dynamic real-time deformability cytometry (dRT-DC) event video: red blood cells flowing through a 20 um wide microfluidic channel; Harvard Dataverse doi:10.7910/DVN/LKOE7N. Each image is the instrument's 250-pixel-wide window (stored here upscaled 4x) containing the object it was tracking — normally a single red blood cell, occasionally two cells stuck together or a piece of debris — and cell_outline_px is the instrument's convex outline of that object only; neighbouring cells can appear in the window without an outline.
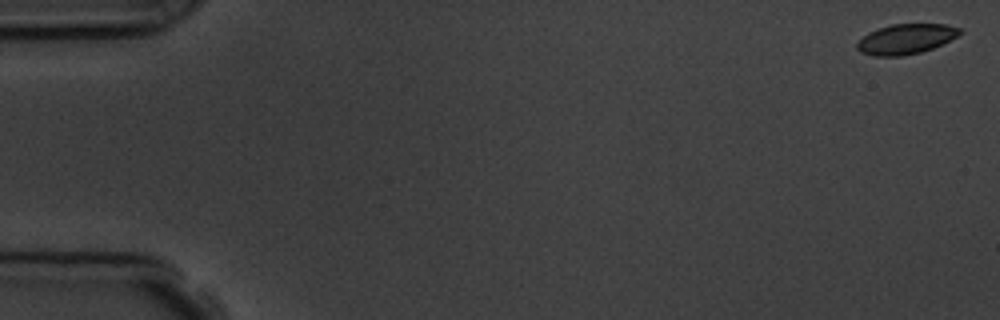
{"species": "common noctule bat (a hibernating species)", "species_latin": "Nyctalus noctula", "temperature_condition": "room temperature", "stored_images_in_passage": 6, "camera_frame_rate_fps": 3000, "um_per_image_px": 0.085, "animal": {"sex": "male", "body_mass_g": 19.5, "forearm_length_mm": 54.6}, "frame": {"image": 1, "passage_image": 1, "time_ms": 0.0, "image_size_px": [1000, 320], "cell_outline_px": [[964, 32], [932, 48], [920, 52], [900, 56], [872, 56], [860, 52], [856, 48], [856, 44], [868, 32], [892, 24], [944, 24], [960, 28]], "centroid_in_image_um": [76.97, 3.32], "position_along_channel_um": 8.0, "area_um2": 17.8}}
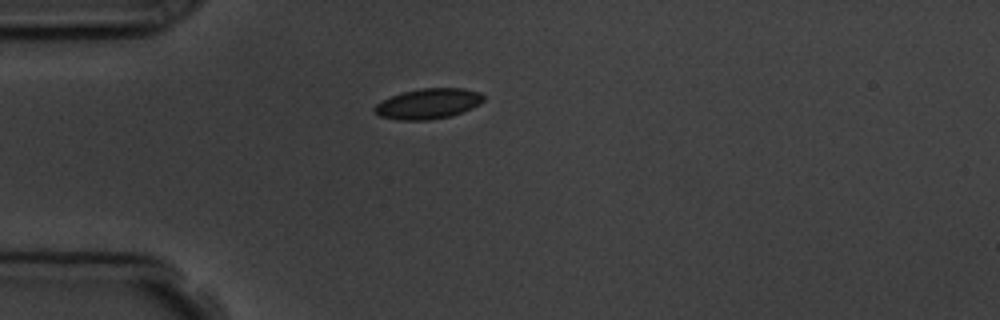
{"frame": {"image": 2, "passage_image": 5, "time_ms": 4.667, "image_size_px": [1000, 320], "cell_outline_px": [[484, 100], [480, 104], [472, 108], [452, 116], [428, 120], [396, 120], [380, 116], [372, 112], [372, 108], [376, 104], [392, 96], [404, 92], [420, 88], [464, 88], [480, 92], [484, 96]], "centroid_in_image_um": [36.4, 8.82], "position_along_channel_um": 48.6, "area_um2": 19.42}}